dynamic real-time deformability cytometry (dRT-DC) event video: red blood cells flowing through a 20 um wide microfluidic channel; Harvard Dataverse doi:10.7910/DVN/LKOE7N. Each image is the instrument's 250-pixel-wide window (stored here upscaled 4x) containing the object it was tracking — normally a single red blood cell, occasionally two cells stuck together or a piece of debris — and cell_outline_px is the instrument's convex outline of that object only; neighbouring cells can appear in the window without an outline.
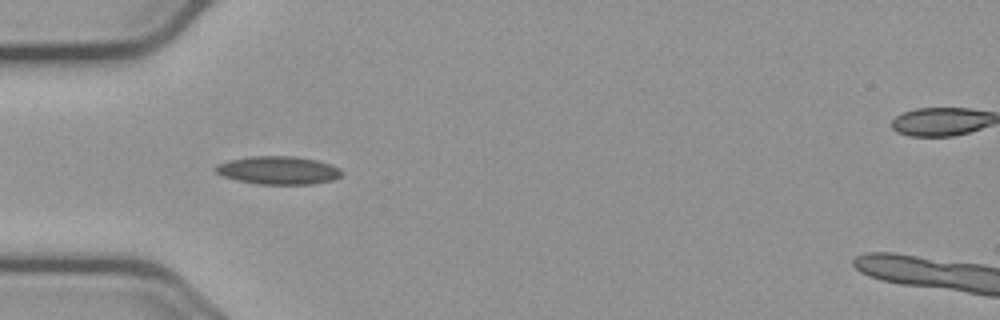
{"species": "common noctule bat (a hibernating species)", "species_latin": "Nyctalus noctula", "temperature_condition": "cold", "stored_images_in_passage": 20, "camera_frame_rate_fps": 3000, "um_per_image_px": 0.085, "animal": {"sex": "male", "body_mass_g": 23.1, "forearm_length_mm": 52.7}, "frame": {"image": 1, "passage_image": 6, "time_ms": 1.667, "image_size_px": [1000, 320], "cell_outline_px": [[344, 172], [340, 176], [332, 180], [312, 184], [260, 184], [236, 180], [220, 176], [212, 168], [216, 164], [228, 160], [248, 156], [296, 156], [316, 160], [332, 164], [340, 168]], "centroid_in_image_um": [23.62, 14.47], "position_along_channel_um": 61.4, "area_um2": 20.98}}
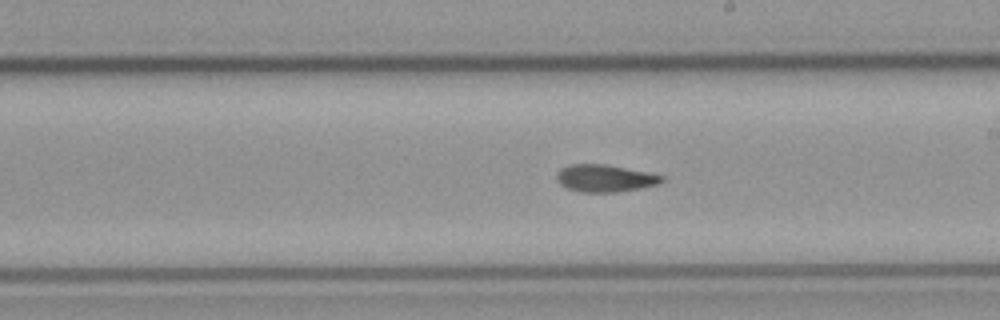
{"frame": {"image": 2, "passage_image": 17, "time_ms": 5.333, "image_size_px": [1000, 320], "cell_outline_px": [[664, 180], [660, 184], [640, 188], [616, 192], [580, 192], [568, 188], [560, 184], [556, 180], [556, 172], [560, 168], [568, 164], [608, 164], [648, 172], [664, 176]], "centroid_in_image_um": [51.41, 15.14], "position_along_channel_um": 237.6, "area_um2": 16.94}}